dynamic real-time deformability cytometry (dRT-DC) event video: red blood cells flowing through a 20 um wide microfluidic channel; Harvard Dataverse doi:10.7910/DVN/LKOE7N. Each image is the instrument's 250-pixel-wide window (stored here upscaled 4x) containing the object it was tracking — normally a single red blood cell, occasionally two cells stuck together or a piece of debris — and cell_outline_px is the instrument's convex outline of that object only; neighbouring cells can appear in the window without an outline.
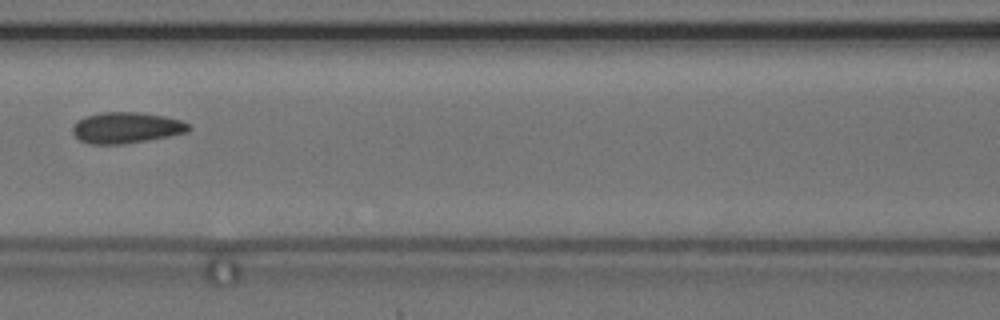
{"species": "common noctule bat (a hibernating species)", "species_latin": "Nyctalus noctula", "temperature_condition": "cold", "stored_images_in_passage": 11, "camera_frame_rate_fps": 3000, "um_per_image_px": 0.085, "animal": {"sex": "female", "body_mass_g": 24.6, "forearm_length_mm": 56.2}, "frame": {"image": 1, "passage_image": 7, "time_ms": 8.0, "image_size_px": [1000, 320], "cell_outline_px": [[192, 128], [188, 132], [148, 140], [124, 144], [92, 144], [80, 140], [72, 132], [72, 124], [76, 120], [84, 116], [100, 112], [136, 112], [164, 116], [180, 120], [192, 124]], "centroid_in_image_um": [10.73, 10.85], "position_along_channel_um": 155.9, "area_um2": 21.21}}